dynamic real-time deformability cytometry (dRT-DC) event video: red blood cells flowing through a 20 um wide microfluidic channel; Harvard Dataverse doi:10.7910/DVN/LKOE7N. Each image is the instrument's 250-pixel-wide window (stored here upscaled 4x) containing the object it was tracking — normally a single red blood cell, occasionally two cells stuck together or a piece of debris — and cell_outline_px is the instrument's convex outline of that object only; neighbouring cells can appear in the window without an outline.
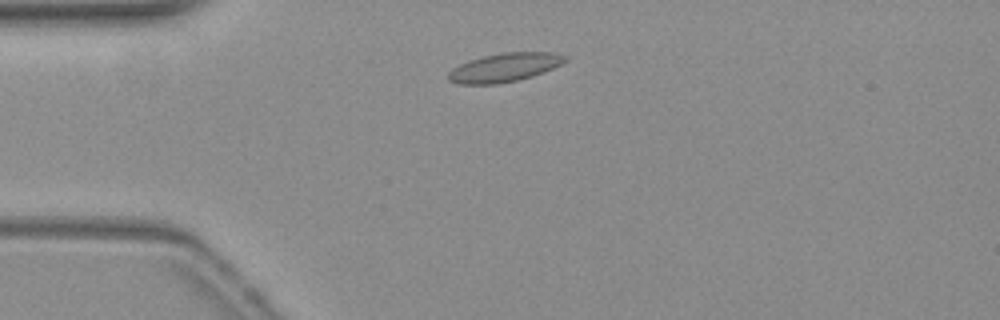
{"species": "common noctule bat (a hibernating species)", "species_latin": "Nyctalus noctula", "temperature_condition": "warm", "stored_images_in_passage": 45, "camera_frame_rate_fps": 3000, "um_per_image_px": 0.085, "animal": {"sex": "female", "body_mass_g": 19.3, "forearm_length_mm": 54.1}, "frame": {"image": 1, "passage_image": 4, "time_ms": 1.0, "image_size_px": [1000, 320], "cell_outline_px": [[568, 60], [544, 72], [532, 76], [516, 80], [496, 84], [460, 84], [448, 80], [448, 72], [452, 68], [468, 60], [484, 56], [504, 52], [552, 52], [568, 56]], "centroid_in_image_um": [42.88, 5.73], "position_along_channel_um": 42.1, "area_um2": 19.48}}
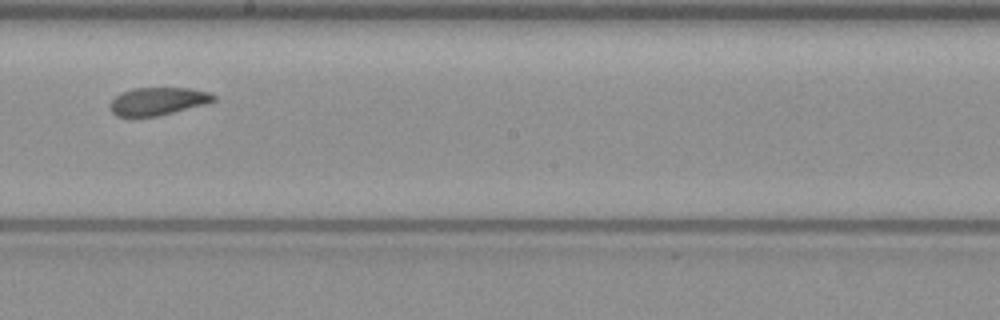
{"frame": {"image": 2, "passage_image": 21, "time_ms": 6.667, "image_size_px": [1000, 320], "cell_outline_px": [[216, 100], [204, 104], [156, 116], [116, 116], [108, 108], [108, 104], [116, 96], [132, 88], [188, 88], [208, 92], [216, 96]], "centroid_in_image_um": [13.38, 8.6], "position_along_channel_um": 234.8, "area_um2": 16.53}}
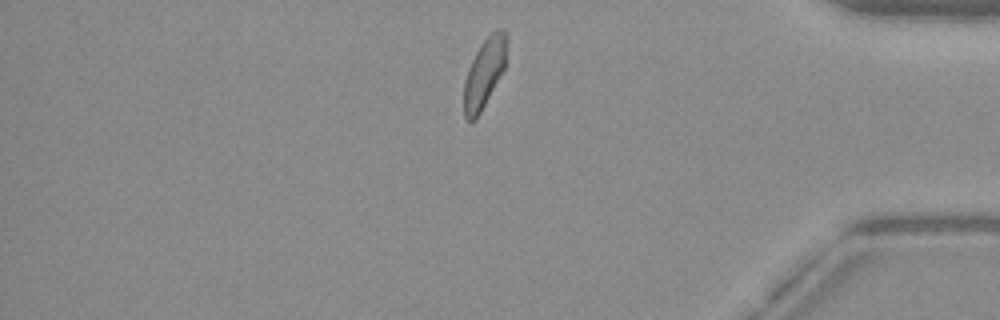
{"frame": {"image": 3, "passage_image": 36, "time_ms": 11.667, "image_size_px": [1000, 320], "cell_outline_px": [[508, 36], [504, 68], [480, 112], [472, 120], [468, 120], [464, 116], [464, 80], [468, 68], [480, 44], [496, 28], [504, 28]], "centroid_in_image_um": [41.18, 6.12], "position_along_channel_um": 394.0, "area_um2": 16.99}, "authors_computed_cell_mechanics": {"area_um2": 17.8602, "velocity_mm_per_s": 3.8061, "shape_relaxation_time_tau1_ms": null, "shape_relaxation_time_tau2_ms": 3.3363, "deformation_change_tau1": null, "deformation_change_tau2": 0.0503}}